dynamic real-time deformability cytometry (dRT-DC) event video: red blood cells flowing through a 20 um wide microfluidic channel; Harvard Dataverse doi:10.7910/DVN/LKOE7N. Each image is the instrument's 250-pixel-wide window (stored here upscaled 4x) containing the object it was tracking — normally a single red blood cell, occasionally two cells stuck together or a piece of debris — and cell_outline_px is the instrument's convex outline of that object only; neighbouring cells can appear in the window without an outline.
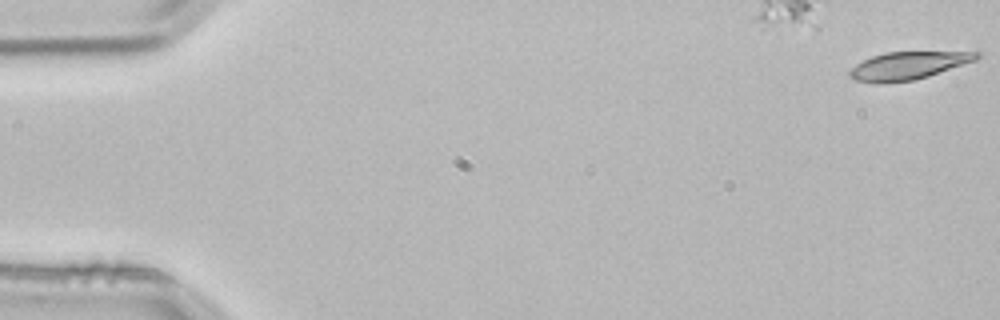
{"species": "common noctule bat (a hibernating species)", "species_latin": "Nyctalus noctula", "temperature_condition": "room temperature", "stored_images_in_passage": 5, "segment_of_instrument_passage": [2, 2], "camera_frame_rate_fps": 3000, "um_per_image_px": 0.085, "animal": {"sex": "male", "body_mass_g": 21.5, "forearm_length_mm": 52.0}, "frame": {"image": 1, "passage_image": 5, "time_ms": 1.333, "image_size_px": [1000, 320], "cell_outline_px": [[980, 56], [976, 60], [928, 76], [912, 80], [880, 84], [856, 80], [848, 76], [848, 72], [856, 64], [872, 56], [884, 52], [980, 52]], "centroid_in_image_um": [77.15, 5.58], "position_along_channel_um": 7.9, "area_um2": 20.35}}